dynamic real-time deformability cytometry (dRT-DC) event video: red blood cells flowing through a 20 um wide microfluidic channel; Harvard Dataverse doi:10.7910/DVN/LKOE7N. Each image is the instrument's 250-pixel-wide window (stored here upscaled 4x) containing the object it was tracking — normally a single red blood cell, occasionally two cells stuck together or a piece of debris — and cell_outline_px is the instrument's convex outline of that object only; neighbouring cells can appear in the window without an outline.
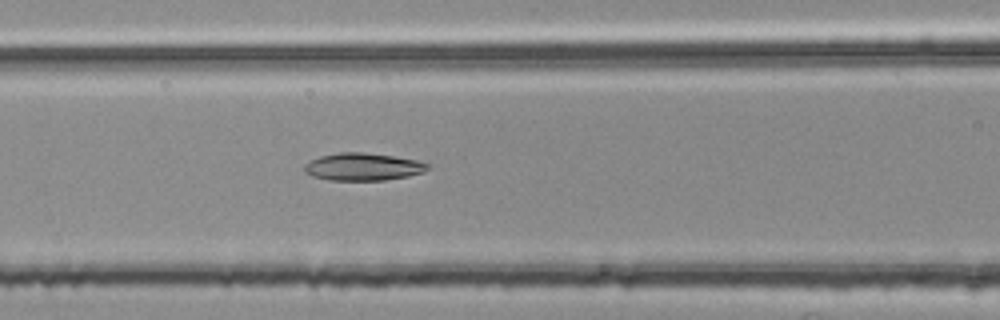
{"species": "common noctule bat (a hibernating species)", "species_latin": "Nyctalus noctula", "temperature_condition": "room temperature", "stored_images_in_passage": 34, "camera_frame_rate_fps": 3000, "um_per_image_px": 0.085, "animal": {"sex": "female", "body_mass_g": 25.1}, "frame": {"image": 1, "passage_image": 8, "time_ms": 2.333, "image_size_px": [1000, 320], "cell_outline_px": [[428, 168], [424, 172], [408, 176], [384, 180], [328, 180], [312, 176], [304, 172], [304, 164], [320, 156], [340, 152], [364, 152], [392, 156], [416, 160], [428, 164]], "centroid_in_image_um": [30.82, 14.18], "position_along_channel_um": 135.8, "area_um2": 19.65}}
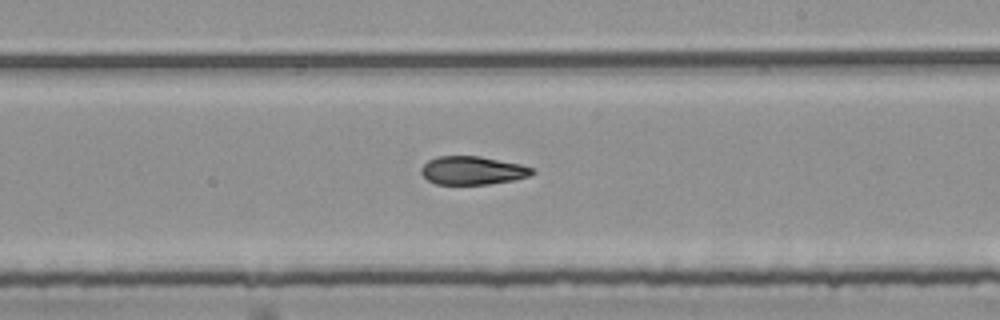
{"frame": {"image": 2, "passage_image": 17, "time_ms": 5.333, "image_size_px": [1000, 320], "cell_outline_px": [[536, 172], [528, 176], [512, 180], [488, 184], [436, 184], [428, 180], [420, 172], [420, 168], [428, 160], [436, 156], [480, 156], [520, 164], [532, 168]], "centroid_in_image_um": [40.13, 14.48], "position_along_channel_um": 248.9, "area_um2": 18.26}}
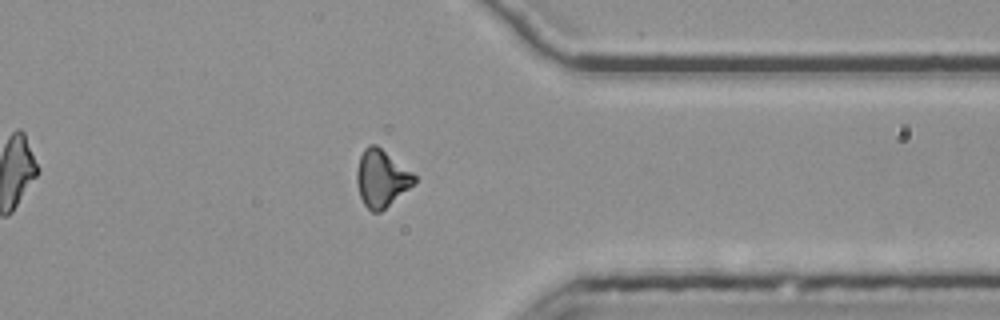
{"frame": {"image": 3, "passage_image": 28, "time_ms": 9.0, "image_size_px": [1000, 320], "cell_outline_px": [[416, 180], [408, 188], [380, 212], [372, 212], [364, 204], [360, 196], [356, 184], [356, 172], [360, 156], [364, 148], [368, 144], [376, 144], [412, 172], [416, 176]], "centroid_in_image_um": [32.38, 15.14], "position_along_channel_um": 379.0, "area_um2": 18.84}, "authors_computed_cell_mechanics": {"area_um2": 18.785, "velocity_mm_per_s": 3.7745, "shape_relaxation_time_tau1_ms": 7.3219, "shape_relaxation_time_tau2_ms": 4.3805, "deformation_change_tau1": 0.2032, "deformation_change_tau2": 0.1183}}